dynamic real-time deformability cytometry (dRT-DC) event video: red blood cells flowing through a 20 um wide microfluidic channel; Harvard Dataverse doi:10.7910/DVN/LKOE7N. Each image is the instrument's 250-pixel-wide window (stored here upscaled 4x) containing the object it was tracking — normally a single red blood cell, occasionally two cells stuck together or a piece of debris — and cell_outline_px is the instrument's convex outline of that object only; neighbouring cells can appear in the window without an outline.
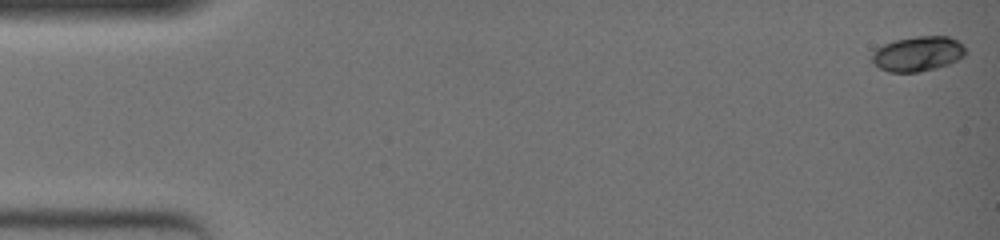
{"species": "common noctule bat (a hibernating species)", "species_latin": "Nyctalus noctula", "temperature_condition": "warm", "stored_images_in_passage": 51, "camera_frame_rate_fps": 3000, "um_per_image_px": 0.085, "animal": {"sex": "female", "body_mass_g": 19.0, "forearm_length_mm": 51.5}, "frame": {"image": 1, "passage_image": 1, "time_ms": 0.0, "image_size_px": [1000, 240], "cell_outline_px": [[968, 52], [964, 56], [948, 64], [936, 68], [916, 72], [888, 72], [880, 68], [872, 60], [872, 52], [876, 48], [884, 44], [896, 40], [916, 36], [948, 36], [964, 44]], "centroid_in_image_um": [78.04, 4.56], "position_along_channel_um": 7.0, "area_um2": 19.07}}
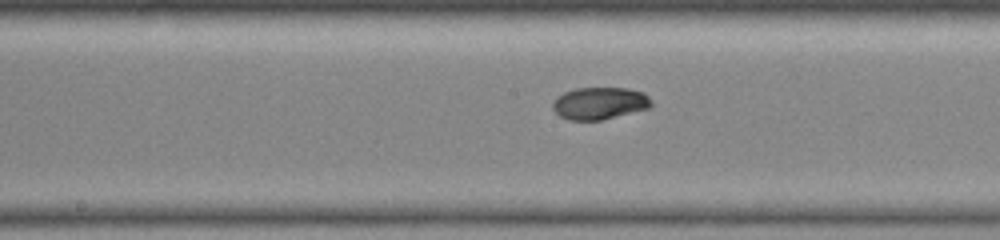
{"frame": {"image": 2, "passage_image": 28, "time_ms": 9.0, "image_size_px": [1000, 240], "cell_outline_px": [[652, 104], [648, 108], [600, 120], [568, 120], [560, 116], [552, 108], [552, 100], [556, 96], [564, 92], [576, 88], [628, 88], [644, 92], [652, 100]], "centroid_in_image_um": [50.94, 8.76], "position_along_channel_um": 197.3, "area_um2": 18.55}}
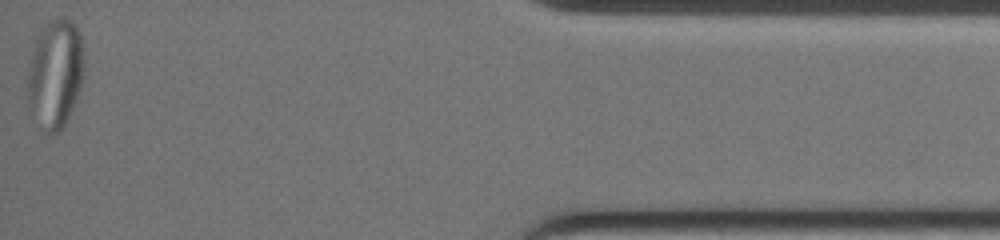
{"frame": {"image": 3, "passage_image": 51, "time_ms": 16.667, "image_size_px": [1000, 240], "cell_outline_px": [[80, 84], [64, 124], [56, 132], [52, 128], [32, 92], [32, 72], [36, 48], [40, 36], [48, 24], [56, 20], [68, 20], [76, 28], [80, 36]], "centroid_in_image_um": [4.84, 6.04], "position_along_channel_um": 430.4, "area_um2": 29.07}}